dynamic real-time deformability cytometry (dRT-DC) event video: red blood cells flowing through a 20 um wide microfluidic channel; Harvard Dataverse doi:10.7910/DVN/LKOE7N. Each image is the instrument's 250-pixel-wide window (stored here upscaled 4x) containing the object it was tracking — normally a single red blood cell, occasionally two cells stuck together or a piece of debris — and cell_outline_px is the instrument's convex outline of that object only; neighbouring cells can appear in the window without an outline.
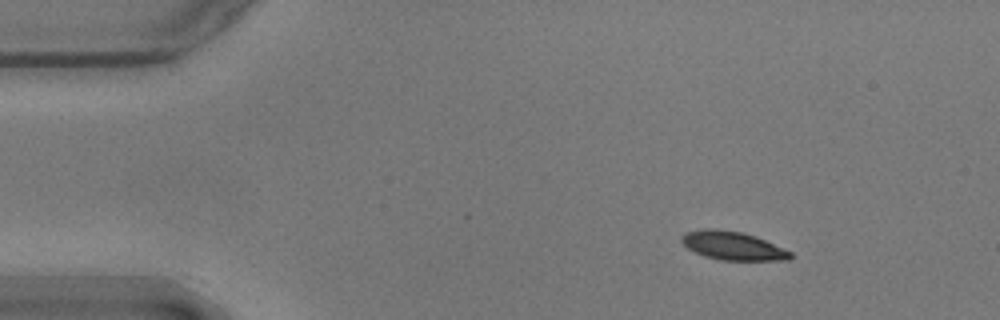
{"species": "common noctule bat (a hibernating species)", "species_latin": "Nyctalus noctula", "temperature_condition": "warm", "stored_images_in_passage": 50, "camera_frame_rate_fps": 3000, "um_per_image_px": 0.085, "animal": {"sex": "male", "body_mass_g": 17.9}, "frame": {"image": 1, "passage_image": 1, "time_ms": 0.0, "image_size_px": [1000, 320], "cell_outline_px": [[792, 256], [788, 260], [720, 260], [704, 256], [688, 248], [680, 240], [680, 236], [688, 232], [704, 228], [712, 228], [740, 232], [756, 236], [792, 252]], "centroid_in_image_um": [62.28, 20.89], "position_along_channel_um": 22.7, "area_um2": 17.92}}
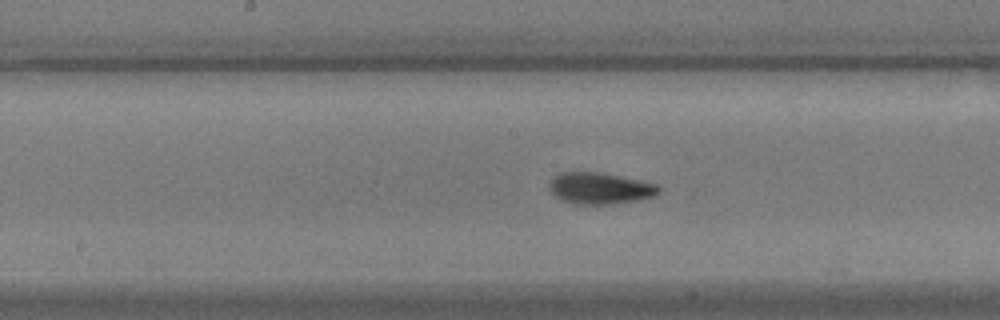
{"frame": {"image": 2, "passage_image": 22, "time_ms": 7.0, "image_size_px": [1000, 320], "cell_outline_px": [[660, 192], [652, 196], [640, 200], [608, 204], [572, 204], [560, 200], [548, 188], [548, 184], [560, 172], [600, 172], [640, 180], [656, 184], [660, 188]], "centroid_in_image_um": [50.98, 16.01], "position_along_channel_um": 197.2, "area_um2": 20.06}}
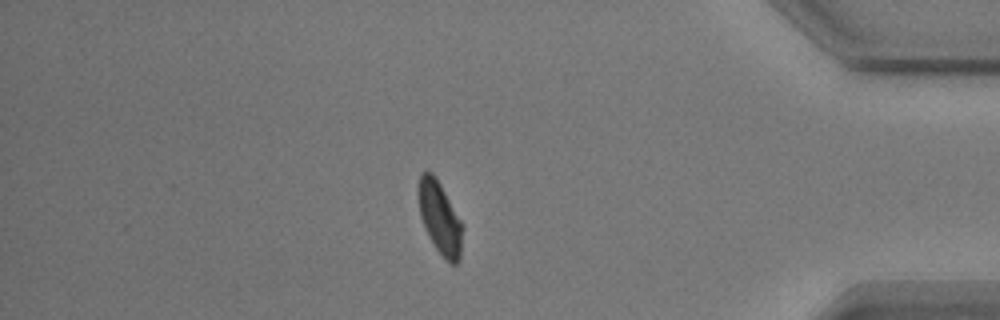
{"frame": {"image": 3, "passage_image": 42, "time_ms": 13.667, "image_size_px": [1000, 320], "cell_outline_px": [[464, 228], [460, 260], [456, 264], [448, 264], [436, 248], [420, 216], [420, 176], [424, 172], [432, 172], [436, 176], [464, 224]], "centroid_in_image_um": [37.47, 18.58], "position_along_channel_um": 397.7, "area_um2": 18.44}, "authors_computed_cell_mechanics": {"area_um2": 19.074, "velocity_mm_per_s": 3.5411, "shape_relaxation_time_tau1_ms": 4.6455, "shape_relaxation_time_tau2_ms": 1.7697, "deformation_change_tau1": 0.1429, "deformation_change_tau2": 0.0613}}